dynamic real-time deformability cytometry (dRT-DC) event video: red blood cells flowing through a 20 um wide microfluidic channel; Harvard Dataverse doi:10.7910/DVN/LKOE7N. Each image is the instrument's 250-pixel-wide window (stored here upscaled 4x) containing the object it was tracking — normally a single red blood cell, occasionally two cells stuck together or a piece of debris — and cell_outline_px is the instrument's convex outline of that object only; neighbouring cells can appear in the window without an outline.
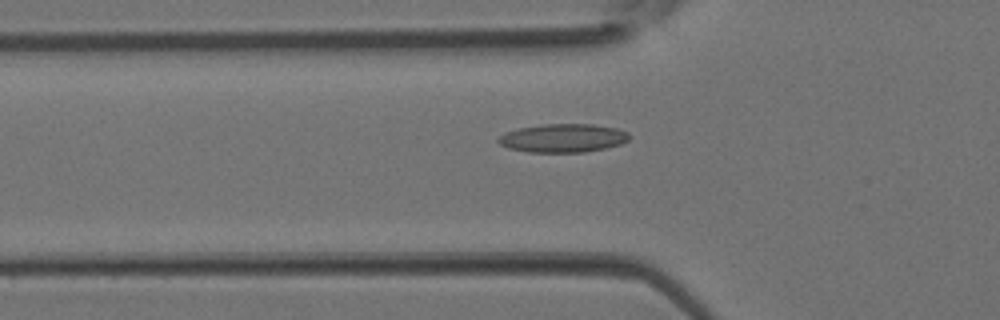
{"species": "Egyptian fruit bat (a non-hibernating species)", "species_latin": "Rousettus aegyptiacus", "temperature_condition": "room temperature", "stored_images_in_passage": 2, "camera_frame_rate_fps": 3000, "um_per_image_px": 0.085, "animal": {"sex": "female"}, "frame": {"image": 1, "passage_image": 2, "time_ms": 0.333, "image_size_px": [1000, 320], "cell_outline_px": [[628, 140], [620, 144], [604, 148], [584, 152], [528, 152], [508, 148], [500, 144], [496, 140], [504, 132], [520, 128], [544, 124], [592, 124], [616, 128], [628, 132]], "centroid_in_image_um": [47.82, 11.73], "position_along_channel_um": 78.0, "area_um2": 21.62}}